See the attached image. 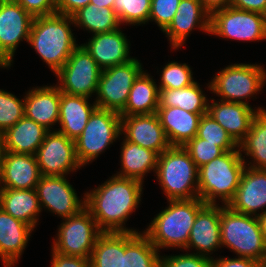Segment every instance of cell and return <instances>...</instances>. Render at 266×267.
Listing matches in <instances>:
<instances>
[{"label":"cell","instance_id":"cell-1","mask_svg":"<svg viewBox=\"0 0 266 267\" xmlns=\"http://www.w3.org/2000/svg\"><path fill=\"white\" fill-rule=\"evenodd\" d=\"M142 191L143 182L113 174L90 192L85 191V208L102 232L138 233L124 225L139 206Z\"/></svg>","mask_w":266,"mask_h":267},{"label":"cell","instance_id":"cell-2","mask_svg":"<svg viewBox=\"0 0 266 267\" xmlns=\"http://www.w3.org/2000/svg\"><path fill=\"white\" fill-rule=\"evenodd\" d=\"M72 16L55 13L34 17L28 44L53 73H57L79 46L74 37Z\"/></svg>","mask_w":266,"mask_h":267},{"label":"cell","instance_id":"cell-3","mask_svg":"<svg viewBox=\"0 0 266 267\" xmlns=\"http://www.w3.org/2000/svg\"><path fill=\"white\" fill-rule=\"evenodd\" d=\"M205 205L199 198L168 200L143 232L158 249L185 250L198 211Z\"/></svg>","mask_w":266,"mask_h":267},{"label":"cell","instance_id":"cell-4","mask_svg":"<svg viewBox=\"0 0 266 267\" xmlns=\"http://www.w3.org/2000/svg\"><path fill=\"white\" fill-rule=\"evenodd\" d=\"M245 157L240 149L226 151L198 168V198L205 204H217V198L227 206L236 194L245 169Z\"/></svg>","mask_w":266,"mask_h":267},{"label":"cell","instance_id":"cell-5","mask_svg":"<svg viewBox=\"0 0 266 267\" xmlns=\"http://www.w3.org/2000/svg\"><path fill=\"white\" fill-rule=\"evenodd\" d=\"M220 236L222 246L229 248L236 257L266 263V242L258 216L238 213L221 205Z\"/></svg>","mask_w":266,"mask_h":267},{"label":"cell","instance_id":"cell-6","mask_svg":"<svg viewBox=\"0 0 266 267\" xmlns=\"http://www.w3.org/2000/svg\"><path fill=\"white\" fill-rule=\"evenodd\" d=\"M155 175L168 200L198 198V167L183 146L159 155Z\"/></svg>","mask_w":266,"mask_h":267},{"label":"cell","instance_id":"cell-7","mask_svg":"<svg viewBox=\"0 0 266 267\" xmlns=\"http://www.w3.org/2000/svg\"><path fill=\"white\" fill-rule=\"evenodd\" d=\"M264 68L256 63L228 65L218 71L207 84V89L217 97L221 96L220 100L222 101L249 105L247 100L257 95L266 85V69Z\"/></svg>","mask_w":266,"mask_h":267},{"label":"cell","instance_id":"cell-8","mask_svg":"<svg viewBox=\"0 0 266 267\" xmlns=\"http://www.w3.org/2000/svg\"><path fill=\"white\" fill-rule=\"evenodd\" d=\"M121 135L120 114L97 107L82 134L74 140L79 164L84 168V165L93 162Z\"/></svg>","mask_w":266,"mask_h":267},{"label":"cell","instance_id":"cell-9","mask_svg":"<svg viewBox=\"0 0 266 267\" xmlns=\"http://www.w3.org/2000/svg\"><path fill=\"white\" fill-rule=\"evenodd\" d=\"M102 233L91 213L83 208L78 214L63 219L52 249L63 255L90 258Z\"/></svg>","mask_w":266,"mask_h":267},{"label":"cell","instance_id":"cell-10","mask_svg":"<svg viewBox=\"0 0 266 267\" xmlns=\"http://www.w3.org/2000/svg\"><path fill=\"white\" fill-rule=\"evenodd\" d=\"M210 34L244 42L266 40V16L228 6L211 14Z\"/></svg>","mask_w":266,"mask_h":267},{"label":"cell","instance_id":"cell-11","mask_svg":"<svg viewBox=\"0 0 266 267\" xmlns=\"http://www.w3.org/2000/svg\"><path fill=\"white\" fill-rule=\"evenodd\" d=\"M101 73L102 69L96 61L82 45H79L65 65L54 75L59 79L56 86L61 92L91 98L97 93Z\"/></svg>","mask_w":266,"mask_h":267},{"label":"cell","instance_id":"cell-12","mask_svg":"<svg viewBox=\"0 0 266 267\" xmlns=\"http://www.w3.org/2000/svg\"><path fill=\"white\" fill-rule=\"evenodd\" d=\"M136 58L127 63L102 70L95 103L98 108L120 113L128 100L134 80L143 71V65Z\"/></svg>","mask_w":266,"mask_h":267},{"label":"cell","instance_id":"cell-13","mask_svg":"<svg viewBox=\"0 0 266 267\" xmlns=\"http://www.w3.org/2000/svg\"><path fill=\"white\" fill-rule=\"evenodd\" d=\"M34 17L15 0L0 7V65L10 68L21 41L28 43Z\"/></svg>","mask_w":266,"mask_h":267},{"label":"cell","instance_id":"cell-14","mask_svg":"<svg viewBox=\"0 0 266 267\" xmlns=\"http://www.w3.org/2000/svg\"><path fill=\"white\" fill-rule=\"evenodd\" d=\"M35 157L43 176H66L82 167L76 158L75 141L55 129L46 134Z\"/></svg>","mask_w":266,"mask_h":267},{"label":"cell","instance_id":"cell-15","mask_svg":"<svg viewBox=\"0 0 266 267\" xmlns=\"http://www.w3.org/2000/svg\"><path fill=\"white\" fill-rule=\"evenodd\" d=\"M41 210L67 219L85 208V197L79 199L66 176H41L36 187Z\"/></svg>","mask_w":266,"mask_h":267},{"label":"cell","instance_id":"cell-16","mask_svg":"<svg viewBox=\"0 0 266 267\" xmlns=\"http://www.w3.org/2000/svg\"><path fill=\"white\" fill-rule=\"evenodd\" d=\"M121 134L127 141L159 155L171 146L157 113L121 116Z\"/></svg>","mask_w":266,"mask_h":267},{"label":"cell","instance_id":"cell-17","mask_svg":"<svg viewBox=\"0 0 266 267\" xmlns=\"http://www.w3.org/2000/svg\"><path fill=\"white\" fill-rule=\"evenodd\" d=\"M211 14L202 6L200 0H180L172 22L163 31L174 51L181 49L195 28L210 34Z\"/></svg>","mask_w":266,"mask_h":267},{"label":"cell","instance_id":"cell-18","mask_svg":"<svg viewBox=\"0 0 266 267\" xmlns=\"http://www.w3.org/2000/svg\"><path fill=\"white\" fill-rule=\"evenodd\" d=\"M220 204H205L197 213L191 228L189 241L185 247L187 252L195 249V253L213 259L210 255L222 247L220 236Z\"/></svg>","mask_w":266,"mask_h":267},{"label":"cell","instance_id":"cell-19","mask_svg":"<svg viewBox=\"0 0 266 267\" xmlns=\"http://www.w3.org/2000/svg\"><path fill=\"white\" fill-rule=\"evenodd\" d=\"M227 206L242 214L253 216L264 214L266 212V169L246 166L236 194ZM260 209L263 211L259 212Z\"/></svg>","mask_w":266,"mask_h":267},{"label":"cell","instance_id":"cell-20","mask_svg":"<svg viewBox=\"0 0 266 267\" xmlns=\"http://www.w3.org/2000/svg\"><path fill=\"white\" fill-rule=\"evenodd\" d=\"M81 45L102 70L134 59L129 55L130 41L121 28L112 32L94 34L88 42Z\"/></svg>","mask_w":266,"mask_h":267},{"label":"cell","instance_id":"cell-21","mask_svg":"<svg viewBox=\"0 0 266 267\" xmlns=\"http://www.w3.org/2000/svg\"><path fill=\"white\" fill-rule=\"evenodd\" d=\"M263 107L252 108L250 105L211 99L208 104V114L217 121L239 144L250 130L254 116Z\"/></svg>","mask_w":266,"mask_h":267},{"label":"cell","instance_id":"cell-22","mask_svg":"<svg viewBox=\"0 0 266 267\" xmlns=\"http://www.w3.org/2000/svg\"><path fill=\"white\" fill-rule=\"evenodd\" d=\"M41 176L35 155L5 151L0 169L1 189H35Z\"/></svg>","mask_w":266,"mask_h":267},{"label":"cell","instance_id":"cell-23","mask_svg":"<svg viewBox=\"0 0 266 267\" xmlns=\"http://www.w3.org/2000/svg\"><path fill=\"white\" fill-rule=\"evenodd\" d=\"M60 90L53 85L33 87L25 95L24 116L51 131L59 121Z\"/></svg>","mask_w":266,"mask_h":267},{"label":"cell","instance_id":"cell-24","mask_svg":"<svg viewBox=\"0 0 266 267\" xmlns=\"http://www.w3.org/2000/svg\"><path fill=\"white\" fill-rule=\"evenodd\" d=\"M33 230L0 208V259L4 267L18 263Z\"/></svg>","mask_w":266,"mask_h":267},{"label":"cell","instance_id":"cell-25","mask_svg":"<svg viewBox=\"0 0 266 267\" xmlns=\"http://www.w3.org/2000/svg\"><path fill=\"white\" fill-rule=\"evenodd\" d=\"M90 98L68 95L60 91L59 121L60 128L56 129L68 138L75 140L79 137L91 114L97 108L95 101Z\"/></svg>","mask_w":266,"mask_h":267},{"label":"cell","instance_id":"cell-26","mask_svg":"<svg viewBox=\"0 0 266 267\" xmlns=\"http://www.w3.org/2000/svg\"><path fill=\"white\" fill-rule=\"evenodd\" d=\"M157 115L171 146H184L198 133L203 114L191 113L179 107H158Z\"/></svg>","mask_w":266,"mask_h":267},{"label":"cell","instance_id":"cell-27","mask_svg":"<svg viewBox=\"0 0 266 267\" xmlns=\"http://www.w3.org/2000/svg\"><path fill=\"white\" fill-rule=\"evenodd\" d=\"M48 132L42 125L24 116L4 132L5 151L35 155Z\"/></svg>","mask_w":266,"mask_h":267},{"label":"cell","instance_id":"cell-28","mask_svg":"<svg viewBox=\"0 0 266 267\" xmlns=\"http://www.w3.org/2000/svg\"><path fill=\"white\" fill-rule=\"evenodd\" d=\"M0 208L33 229L42 212L35 189H1Z\"/></svg>","mask_w":266,"mask_h":267},{"label":"cell","instance_id":"cell-29","mask_svg":"<svg viewBox=\"0 0 266 267\" xmlns=\"http://www.w3.org/2000/svg\"><path fill=\"white\" fill-rule=\"evenodd\" d=\"M152 75L142 71L134 80L127 103L120 116L157 113L159 107V88Z\"/></svg>","mask_w":266,"mask_h":267},{"label":"cell","instance_id":"cell-30","mask_svg":"<svg viewBox=\"0 0 266 267\" xmlns=\"http://www.w3.org/2000/svg\"><path fill=\"white\" fill-rule=\"evenodd\" d=\"M121 143V170L115 175L144 182L147 173L156 171L159 154L127 141L125 138Z\"/></svg>","mask_w":266,"mask_h":267},{"label":"cell","instance_id":"cell-31","mask_svg":"<svg viewBox=\"0 0 266 267\" xmlns=\"http://www.w3.org/2000/svg\"><path fill=\"white\" fill-rule=\"evenodd\" d=\"M160 251L142 232H124L123 267H160Z\"/></svg>","mask_w":266,"mask_h":267},{"label":"cell","instance_id":"cell-32","mask_svg":"<svg viewBox=\"0 0 266 267\" xmlns=\"http://www.w3.org/2000/svg\"><path fill=\"white\" fill-rule=\"evenodd\" d=\"M208 104L209 99L196 81L180 89H159V107H179L191 113L205 114Z\"/></svg>","mask_w":266,"mask_h":267},{"label":"cell","instance_id":"cell-33","mask_svg":"<svg viewBox=\"0 0 266 267\" xmlns=\"http://www.w3.org/2000/svg\"><path fill=\"white\" fill-rule=\"evenodd\" d=\"M239 149L252 159V162H245L246 166L266 169V110L259 111L254 116L250 130L239 143Z\"/></svg>","mask_w":266,"mask_h":267},{"label":"cell","instance_id":"cell-34","mask_svg":"<svg viewBox=\"0 0 266 267\" xmlns=\"http://www.w3.org/2000/svg\"><path fill=\"white\" fill-rule=\"evenodd\" d=\"M74 27L86 29L92 35L112 32L120 28L118 16L113 8L88 4L72 15Z\"/></svg>","mask_w":266,"mask_h":267},{"label":"cell","instance_id":"cell-35","mask_svg":"<svg viewBox=\"0 0 266 267\" xmlns=\"http://www.w3.org/2000/svg\"><path fill=\"white\" fill-rule=\"evenodd\" d=\"M124 232H103L97 239L90 267H123Z\"/></svg>","mask_w":266,"mask_h":267},{"label":"cell","instance_id":"cell-36","mask_svg":"<svg viewBox=\"0 0 266 267\" xmlns=\"http://www.w3.org/2000/svg\"><path fill=\"white\" fill-rule=\"evenodd\" d=\"M113 10L121 25H144L149 23L151 0H114Z\"/></svg>","mask_w":266,"mask_h":267},{"label":"cell","instance_id":"cell-37","mask_svg":"<svg viewBox=\"0 0 266 267\" xmlns=\"http://www.w3.org/2000/svg\"><path fill=\"white\" fill-rule=\"evenodd\" d=\"M197 136L207 142L216 143L225 152L239 148V144L208 113L203 114L200 119Z\"/></svg>","mask_w":266,"mask_h":267},{"label":"cell","instance_id":"cell-38","mask_svg":"<svg viewBox=\"0 0 266 267\" xmlns=\"http://www.w3.org/2000/svg\"><path fill=\"white\" fill-rule=\"evenodd\" d=\"M191 69L186 63H178L177 61L168 62L162 68L158 88L180 89L192 85L195 80Z\"/></svg>","mask_w":266,"mask_h":267},{"label":"cell","instance_id":"cell-39","mask_svg":"<svg viewBox=\"0 0 266 267\" xmlns=\"http://www.w3.org/2000/svg\"><path fill=\"white\" fill-rule=\"evenodd\" d=\"M25 96L17 98L14 94L0 89V130L5 132L24 117Z\"/></svg>","mask_w":266,"mask_h":267},{"label":"cell","instance_id":"cell-40","mask_svg":"<svg viewBox=\"0 0 266 267\" xmlns=\"http://www.w3.org/2000/svg\"><path fill=\"white\" fill-rule=\"evenodd\" d=\"M183 147L188 151L191 159L198 168L225 153L216 143L207 142L197 135L189 140Z\"/></svg>","mask_w":266,"mask_h":267},{"label":"cell","instance_id":"cell-41","mask_svg":"<svg viewBox=\"0 0 266 267\" xmlns=\"http://www.w3.org/2000/svg\"><path fill=\"white\" fill-rule=\"evenodd\" d=\"M180 0H151L149 21L155 22L163 32L172 22Z\"/></svg>","mask_w":266,"mask_h":267},{"label":"cell","instance_id":"cell-42","mask_svg":"<svg viewBox=\"0 0 266 267\" xmlns=\"http://www.w3.org/2000/svg\"><path fill=\"white\" fill-rule=\"evenodd\" d=\"M212 259L196 253L160 256V267H211Z\"/></svg>","mask_w":266,"mask_h":267},{"label":"cell","instance_id":"cell-43","mask_svg":"<svg viewBox=\"0 0 266 267\" xmlns=\"http://www.w3.org/2000/svg\"><path fill=\"white\" fill-rule=\"evenodd\" d=\"M33 17L57 13L56 0H15Z\"/></svg>","mask_w":266,"mask_h":267},{"label":"cell","instance_id":"cell-44","mask_svg":"<svg viewBox=\"0 0 266 267\" xmlns=\"http://www.w3.org/2000/svg\"><path fill=\"white\" fill-rule=\"evenodd\" d=\"M51 267H90V258L63 255L53 249Z\"/></svg>","mask_w":266,"mask_h":267},{"label":"cell","instance_id":"cell-45","mask_svg":"<svg viewBox=\"0 0 266 267\" xmlns=\"http://www.w3.org/2000/svg\"><path fill=\"white\" fill-rule=\"evenodd\" d=\"M211 267H263V263L250 258L237 257L226 258L218 257L213 258L211 261Z\"/></svg>","mask_w":266,"mask_h":267},{"label":"cell","instance_id":"cell-46","mask_svg":"<svg viewBox=\"0 0 266 267\" xmlns=\"http://www.w3.org/2000/svg\"><path fill=\"white\" fill-rule=\"evenodd\" d=\"M91 0H56L58 14L72 16L79 9L87 6Z\"/></svg>","mask_w":266,"mask_h":267},{"label":"cell","instance_id":"cell-47","mask_svg":"<svg viewBox=\"0 0 266 267\" xmlns=\"http://www.w3.org/2000/svg\"><path fill=\"white\" fill-rule=\"evenodd\" d=\"M230 6L266 16V0H230Z\"/></svg>","mask_w":266,"mask_h":267},{"label":"cell","instance_id":"cell-48","mask_svg":"<svg viewBox=\"0 0 266 267\" xmlns=\"http://www.w3.org/2000/svg\"><path fill=\"white\" fill-rule=\"evenodd\" d=\"M202 6L212 14L214 11L230 6V0H200Z\"/></svg>","mask_w":266,"mask_h":267},{"label":"cell","instance_id":"cell-49","mask_svg":"<svg viewBox=\"0 0 266 267\" xmlns=\"http://www.w3.org/2000/svg\"><path fill=\"white\" fill-rule=\"evenodd\" d=\"M90 4L113 8L114 0H91Z\"/></svg>","mask_w":266,"mask_h":267},{"label":"cell","instance_id":"cell-50","mask_svg":"<svg viewBox=\"0 0 266 267\" xmlns=\"http://www.w3.org/2000/svg\"><path fill=\"white\" fill-rule=\"evenodd\" d=\"M258 219L261 226V231L266 242V212L264 214L258 215Z\"/></svg>","mask_w":266,"mask_h":267},{"label":"cell","instance_id":"cell-51","mask_svg":"<svg viewBox=\"0 0 266 267\" xmlns=\"http://www.w3.org/2000/svg\"><path fill=\"white\" fill-rule=\"evenodd\" d=\"M5 154L4 132L0 130V169Z\"/></svg>","mask_w":266,"mask_h":267},{"label":"cell","instance_id":"cell-52","mask_svg":"<svg viewBox=\"0 0 266 267\" xmlns=\"http://www.w3.org/2000/svg\"><path fill=\"white\" fill-rule=\"evenodd\" d=\"M7 0H0V7L6 2Z\"/></svg>","mask_w":266,"mask_h":267}]
</instances>
